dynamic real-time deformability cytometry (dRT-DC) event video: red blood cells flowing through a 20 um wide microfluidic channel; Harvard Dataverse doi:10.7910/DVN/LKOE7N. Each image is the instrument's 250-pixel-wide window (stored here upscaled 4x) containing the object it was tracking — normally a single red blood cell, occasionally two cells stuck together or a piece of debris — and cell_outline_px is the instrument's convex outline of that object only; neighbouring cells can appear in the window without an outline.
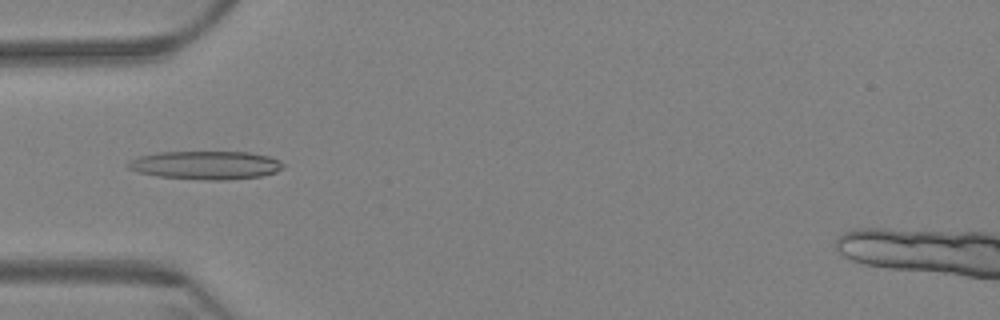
{"species": "Egyptian fruit bat (a non-hibernating species)", "species_latin": "Rousettus aegyptiacus", "temperature_condition": "warm", "stored_images_in_passage": 62, "camera_frame_rate_fps": 3000, "um_per_image_px": 0.085, "animal": {"sex": "female"}, "frame": {"image": 1, "passage_image": 20, "time_ms": 6.333, "image_size_px": [1000, 320], "cell_outline_px": [[284, 168], [276, 172], [260, 176], [228, 180], [208, 180], [156, 176], [140, 172], [128, 168], [124, 164], [128, 160], [140, 156], [156, 152], [248, 152], [268, 156], [280, 160], [284, 164]], "centroid_in_image_um": [17.48, 14.03], "position_along_channel_um": 67.5, "area_um2": 25.78}}
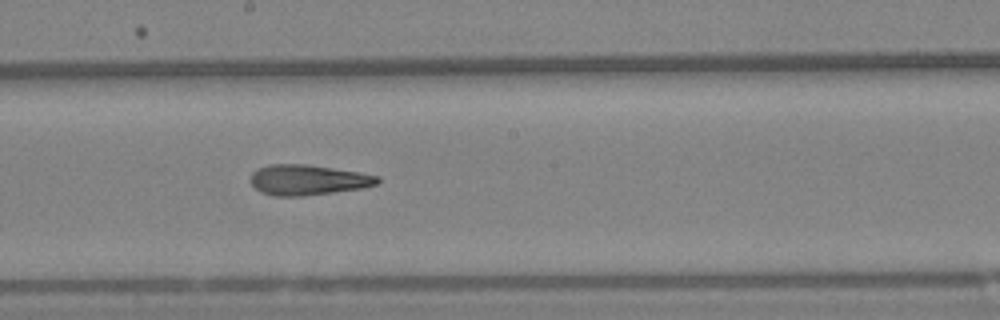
{"frame": {"image": 2, "passage_image": 34, "time_ms": 11.0, "image_size_px": [1000, 320], "cell_outline_px": [[380, 180], [376, 184], [364, 188], [300, 196], [272, 196], [260, 192], [252, 184], [252, 172], [256, 168], [268, 164], [304, 164], [360, 172], [380, 176]], "centroid_in_image_um": [26.16, 15.29], "position_along_channel_um": 222.0, "area_um2": 22.43}}
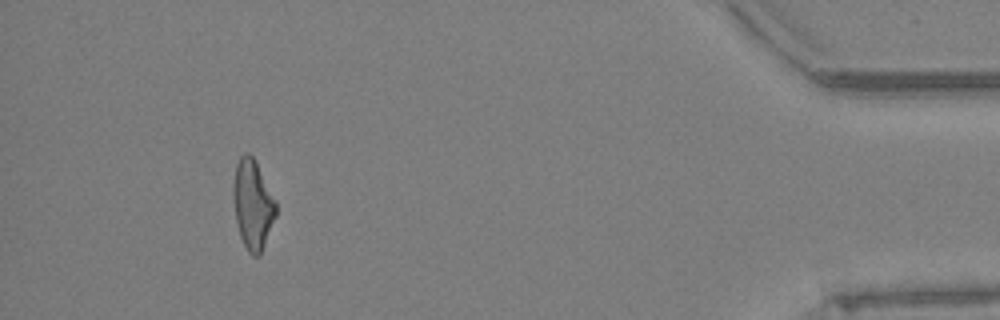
{"frame": {"image": 3, "passage_image": 57, "time_ms": 18.667, "image_size_px": [1000, 320], "cell_outline_px": [[276, 216], [260, 256], [252, 256], [248, 252], [240, 236], [236, 220], [232, 192], [232, 184], [236, 164], [240, 156], [244, 152], [248, 152], [252, 156], [276, 200]], "centroid_in_image_um": [21.47, 17.39], "position_along_channel_um": 413.7, "area_um2": 22.25}, "authors_computed_cell_mechanics": {"area_um2": 22.8021, "velocity_mm_per_s": 3.317, "shape_relaxation_time_tau1_ms": null, "shape_relaxation_time_tau2_ms": 2.802, "deformation_change_tau1": null, "deformation_change_tau2": 0.1354}}